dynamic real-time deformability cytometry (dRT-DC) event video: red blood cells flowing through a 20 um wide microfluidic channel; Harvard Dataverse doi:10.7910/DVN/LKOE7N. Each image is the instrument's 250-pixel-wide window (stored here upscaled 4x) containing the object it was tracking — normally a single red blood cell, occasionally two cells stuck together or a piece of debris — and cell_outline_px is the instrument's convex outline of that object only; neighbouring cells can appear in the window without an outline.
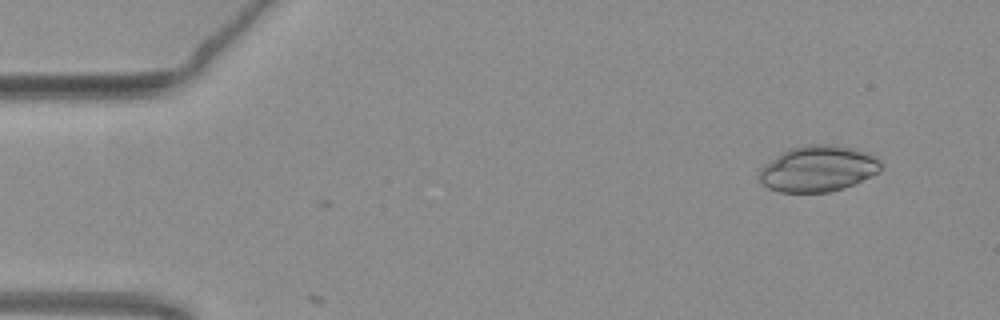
{"species": "common noctule bat (a hibernating species)", "species_latin": "Nyctalus noctula", "temperature_condition": "warm", "stored_images_in_passage": 2, "camera_frame_rate_fps": 3000, "um_per_image_px": 0.085, "animal": {"sex": "female", "body_mass_g": 19.3, "forearm_length_mm": 54.1}, "frame": {"image": 1, "passage_image": 2, "time_ms": 0.333, "image_size_px": [1000, 320], "cell_outline_px": [[880, 172], [844, 188], [828, 192], [780, 192], [768, 188], [756, 176], [760, 168], [764, 164], [780, 152], [788, 148], [808, 144], [832, 144], [856, 148], [876, 156], [880, 160]], "centroid_in_image_um": [69.5, 14.32], "position_along_channel_um": 15.5, "area_um2": 33.0}}